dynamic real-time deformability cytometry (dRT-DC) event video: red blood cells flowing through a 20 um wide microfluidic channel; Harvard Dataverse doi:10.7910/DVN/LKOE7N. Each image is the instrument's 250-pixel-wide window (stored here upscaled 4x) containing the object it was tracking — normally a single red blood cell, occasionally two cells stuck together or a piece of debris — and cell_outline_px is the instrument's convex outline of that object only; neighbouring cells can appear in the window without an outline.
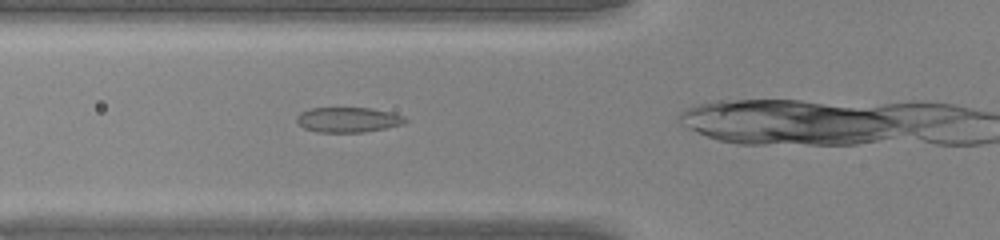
{"species": "common noctule bat (a hibernating species)", "species_latin": "Nyctalus noctula", "temperature_condition": "warm", "stored_images_in_passage": 24, "camera_frame_rate_fps": 3000, "um_per_image_px": 0.085, "animal": {"sex": "male", "body_mass_g": 20.0, "forearm_length_mm": 53.3}, "frame": {"image": 1, "passage_image": 4, "time_ms": 1.0, "image_size_px": [1000, 240], "cell_outline_px": [[408, 120], [404, 124], [364, 132], [316, 132], [304, 128], [296, 120], [296, 116], [300, 112], [312, 108], [372, 108], [392, 112], [404, 116]], "centroid_in_image_um": [29.6, 10.17], "position_along_channel_um": 96.2, "area_um2": 15.9}}
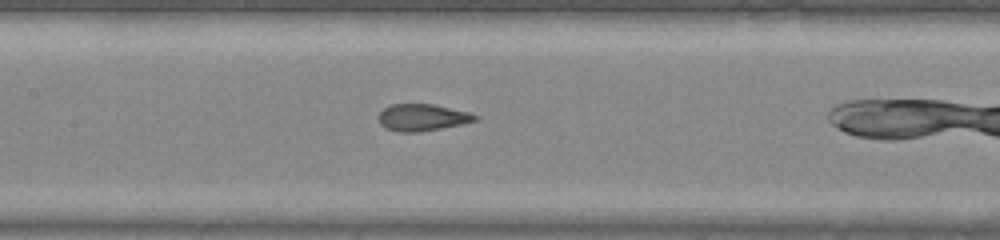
{"frame": {"image": 2, "passage_image": 9, "time_ms": 2.667, "image_size_px": [1000, 240], "cell_outline_px": [[480, 116], [476, 120], [460, 124], [420, 132], [396, 132], [384, 128], [380, 124], [380, 112], [388, 104], [432, 104], [472, 112]], "centroid_in_image_um": [35.9, 9.98], "position_along_channel_um": 171.5, "area_um2": 15.2}}
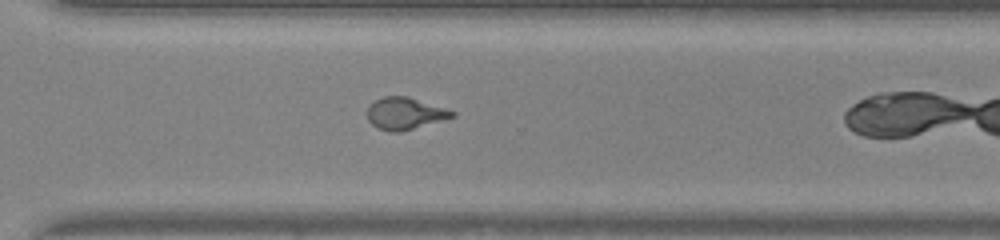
{"frame": {"image": 3, "passage_image": 20, "time_ms": 6.333, "image_size_px": [1000, 240], "cell_outline_px": [[456, 116], [400, 132], [392, 132], [376, 128], [368, 120], [368, 108], [376, 100], [384, 96], [408, 96], [456, 112]], "centroid_in_image_um": [34.41, 9.65], "position_along_channel_um": 336.2, "area_um2": 15.61}}